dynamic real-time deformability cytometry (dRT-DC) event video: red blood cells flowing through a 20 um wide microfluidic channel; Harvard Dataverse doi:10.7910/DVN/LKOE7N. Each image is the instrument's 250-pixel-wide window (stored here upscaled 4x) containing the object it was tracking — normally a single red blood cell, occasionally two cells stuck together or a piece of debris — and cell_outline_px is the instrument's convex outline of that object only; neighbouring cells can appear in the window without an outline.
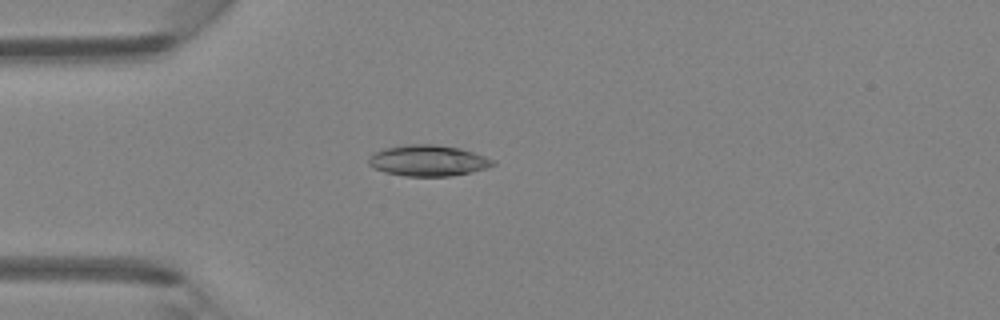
{"species": "Egyptian fruit bat (a non-hibernating species)", "species_latin": "Rousettus aegyptiacus", "temperature_condition": "room temperature", "stored_images_in_passage": 34, "camera_frame_rate_fps": 3000, "um_per_image_px": 0.085, "animal": {"sex": "female"}, "frame": {"image": 1, "passage_image": 1, "time_ms": 0.0, "image_size_px": [1000, 320], "cell_outline_px": [[496, 164], [488, 168], [472, 172], [452, 176], [404, 176], [384, 172], [372, 168], [368, 164], [368, 156], [372, 152], [384, 148], [408, 144], [436, 144], [460, 148], [496, 160]], "centroid_in_image_um": [36.36, 13.65], "position_along_channel_um": 48.6, "area_um2": 22.83}}
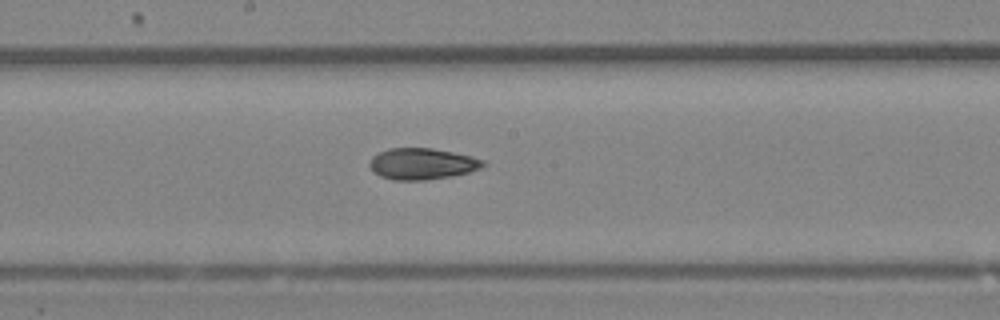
{"frame": {"image": 2, "passage_image": 13, "time_ms": 4.0, "image_size_px": [1000, 320], "cell_outline_px": [[488, 164], [480, 168], [468, 172], [428, 180], [392, 180], [380, 176], [372, 172], [368, 164], [372, 156], [388, 148], [432, 148], [472, 156], [484, 160]], "centroid_in_image_um": [35.85, 13.92], "position_along_channel_um": 212.3, "area_um2": 20.81}}
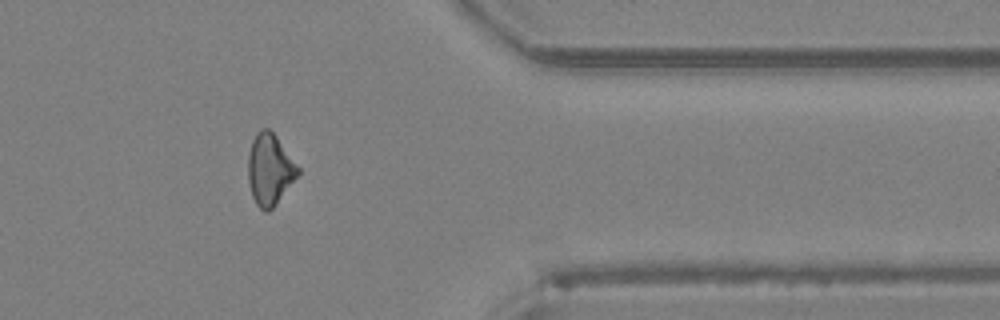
{"frame": {"image": 3, "passage_image": 26, "time_ms": 8.333, "image_size_px": [1000, 320], "cell_outline_px": [[300, 172], [276, 204], [268, 212], [264, 212], [256, 204], [252, 196], [248, 180], [248, 156], [252, 140], [256, 132], [260, 128], [268, 128], [276, 136], [300, 168]], "centroid_in_image_um": [22.91, 14.4], "position_along_channel_um": 388.5, "area_um2": 20.63}}